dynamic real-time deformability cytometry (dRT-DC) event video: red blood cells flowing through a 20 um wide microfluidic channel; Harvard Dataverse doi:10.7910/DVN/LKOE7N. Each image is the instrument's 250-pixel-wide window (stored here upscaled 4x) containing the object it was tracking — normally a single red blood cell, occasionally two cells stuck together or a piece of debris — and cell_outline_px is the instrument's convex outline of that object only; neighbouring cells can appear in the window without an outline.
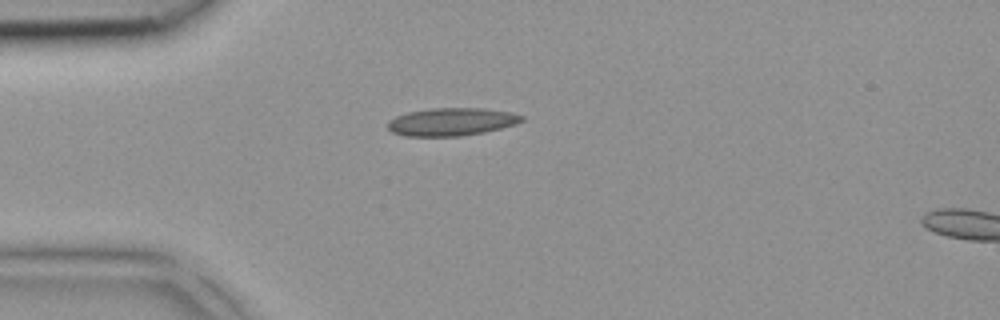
{"species": "common noctule bat (a hibernating species)", "species_latin": "Nyctalus noctula", "temperature_condition": "room temperature", "stored_images_in_passage": 3, "camera_frame_rate_fps": 3000, "um_per_image_px": 0.085, "animal": {"sex": "female", "body_mass_g": 18.4}, "frame": {"image": 1, "passage_image": 2, "time_ms": 0.333, "image_size_px": [1000, 320], "cell_outline_px": [[524, 120], [500, 128], [484, 132], [460, 136], [404, 136], [392, 132], [388, 128], [388, 120], [396, 116], [408, 112], [432, 108], [484, 108], [512, 112], [524, 116]], "centroid_in_image_um": [38.36, 10.35], "position_along_channel_um": 46.6, "area_um2": 21.68}}